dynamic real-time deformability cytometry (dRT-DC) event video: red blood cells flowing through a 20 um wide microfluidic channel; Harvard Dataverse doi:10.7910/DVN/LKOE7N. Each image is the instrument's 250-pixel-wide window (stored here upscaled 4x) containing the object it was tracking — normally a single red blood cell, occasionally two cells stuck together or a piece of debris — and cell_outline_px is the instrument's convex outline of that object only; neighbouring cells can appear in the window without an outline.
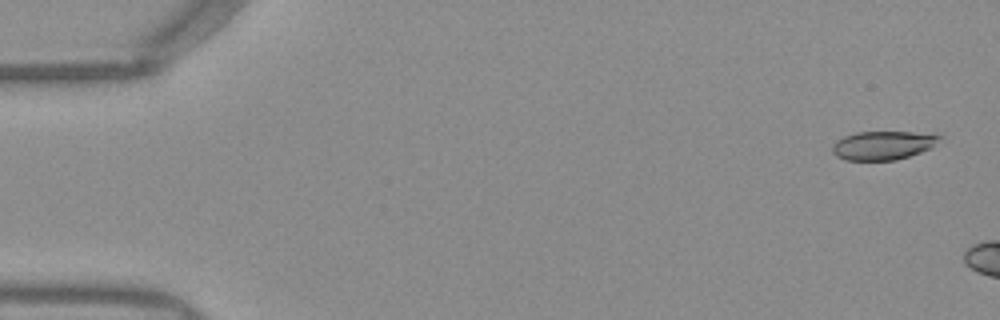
{"species": "Egyptian fruit bat (a non-hibernating species)", "species_latin": "Rousettus aegyptiacus", "temperature_condition": "warm", "stored_images_in_passage": 6, "camera_frame_rate_fps": 3000, "um_per_image_px": 0.085, "frame": {"image": 1, "passage_image": 2, "time_ms": 0.333, "image_size_px": [1000, 320], "cell_outline_px": [[944, 136], [932, 148], [896, 160], [844, 160], [836, 156], [832, 152], [832, 144], [836, 140], [844, 136], [856, 132], [912, 132]], "centroid_in_image_um": [75.03, 12.35], "position_along_channel_um": 10.0, "area_um2": 17.98}}